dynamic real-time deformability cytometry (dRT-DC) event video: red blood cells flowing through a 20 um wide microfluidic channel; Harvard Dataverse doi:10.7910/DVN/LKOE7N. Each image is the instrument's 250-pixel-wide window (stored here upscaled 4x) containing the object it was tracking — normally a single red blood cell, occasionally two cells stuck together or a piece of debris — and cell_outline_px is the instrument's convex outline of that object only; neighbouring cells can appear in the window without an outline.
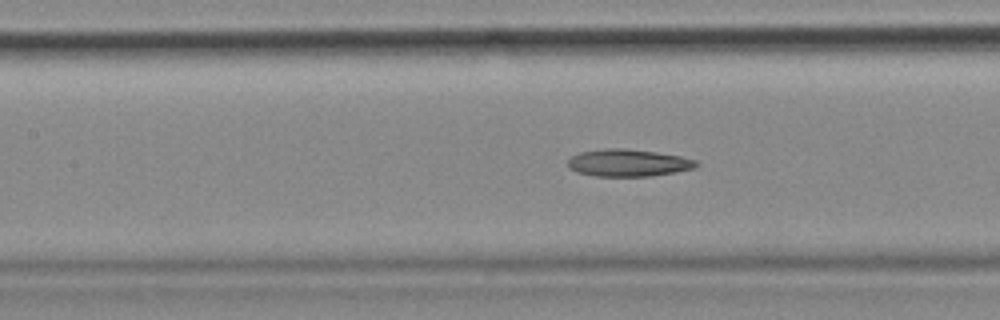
{"species": "common noctule bat (a hibernating species)", "species_latin": "Nyctalus noctula", "temperature_condition": "cold", "stored_images_in_passage": 55, "camera_frame_rate_fps": 3000, "um_per_image_px": 0.085, "animal": {"sex": "female", "body_mass_g": 18.4}, "frame": {"image": 1, "passage_image": 24, "time_ms": 7.667, "image_size_px": [1000, 320], "cell_outline_px": [[700, 164], [696, 168], [676, 172], [652, 176], [596, 176], [576, 172], [568, 168], [568, 160], [572, 156], [580, 152], [604, 148], [624, 148], [656, 152], [680, 156], [696, 160]], "centroid_in_image_um": [53.41, 13.84], "position_along_channel_um": 154.0, "area_um2": 20.52}}